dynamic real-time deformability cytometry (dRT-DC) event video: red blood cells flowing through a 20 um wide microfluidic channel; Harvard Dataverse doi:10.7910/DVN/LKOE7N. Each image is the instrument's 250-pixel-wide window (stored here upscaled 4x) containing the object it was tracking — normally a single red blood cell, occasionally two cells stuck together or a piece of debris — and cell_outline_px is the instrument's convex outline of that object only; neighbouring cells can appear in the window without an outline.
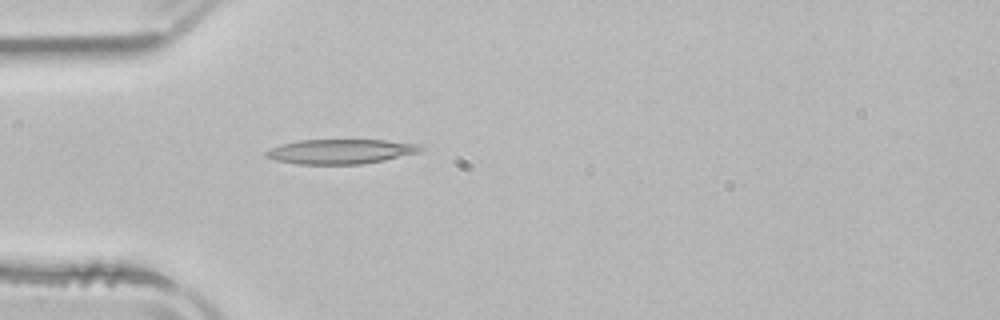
{"species": "common noctule bat (a hibernating species)", "species_latin": "Nyctalus noctula", "temperature_condition": "room temperature", "stored_images_in_passage": 3, "camera_frame_rate_fps": 3000, "um_per_image_px": 0.085, "animal": {"sex": "male", "body_mass_g": 21.5, "forearm_length_mm": 52.0}, "frame": {"image": 1, "passage_image": 3, "time_ms": 4.0, "image_size_px": [1000, 320], "cell_outline_px": [[424, 148], [420, 152], [384, 160], [360, 164], [296, 164], [276, 160], [264, 156], [264, 152], [280, 144], [300, 140], [384, 140], [420, 144]], "centroid_in_image_um": [28.95, 12.87], "position_along_channel_um": 56.0, "area_um2": 22.2}}